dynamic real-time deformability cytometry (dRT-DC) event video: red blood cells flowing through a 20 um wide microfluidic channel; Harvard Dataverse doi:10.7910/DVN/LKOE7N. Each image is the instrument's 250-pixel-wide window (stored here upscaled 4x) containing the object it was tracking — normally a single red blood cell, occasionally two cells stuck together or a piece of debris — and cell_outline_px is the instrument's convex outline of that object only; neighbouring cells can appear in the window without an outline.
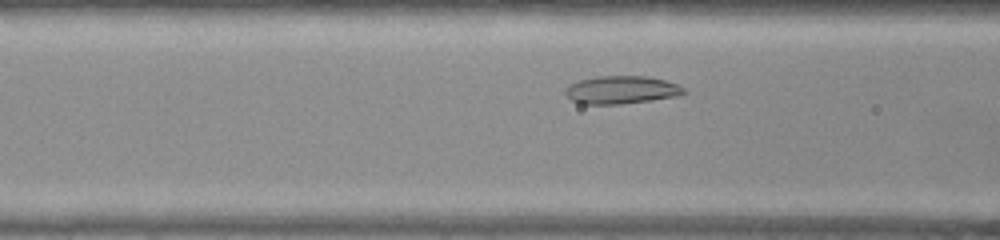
{"species": "common noctule bat (a hibernating species)", "species_latin": "Nyctalus noctula", "temperature_condition": "warm", "stored_images_in_passage": 34, "camera_frame_rate_fps": 3000, "um_per_image_px": 0.085, "animal": {"sex": "female", "body_mass_g": 22.0, "forearm_length_mm": 56.7}, "frame": {"image": 1, "passage_image": 9, "time_ms": 2.667, "image_size_px": [1000, 240], "cell_outline_px": [[688, 92], [680, 96], [652, 100], [620, 104], [580, 104], [572, 100], [564, 92], [564, 88], [568, 84], [580, 80], [596, 76], [644, 76], [664, 80], [676, 84], [684, 88]], "centroid_in_image_um": [52.81, 7.64], "position_along_channel_um": 113.8, "area_um2": 19.42}}
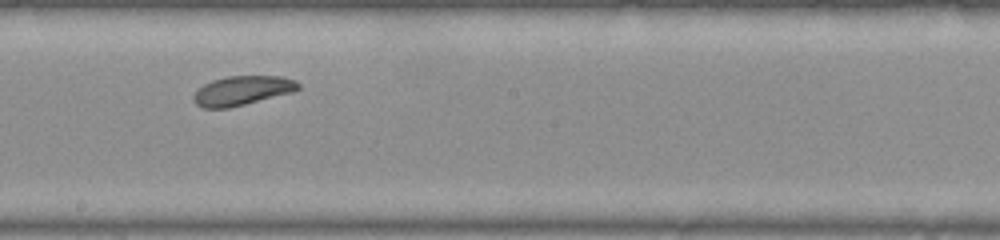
{"frame": {"image": 2, "passage_image": 18, "time_ms": 5.667, "image_size_px": [1000, 240], "cell_outline_px": [[300, 88], [292, 92], [228, 108], [200, 108], [192, 100], [192, 96], [204, 84], [212, 80], [228, 76], [280, 76], [296, 80], [300, 84]], "centroid_in_image_um": [20.57, 7.7], "position_along_channel_um": 227.6, "area_um2": 17.8}}
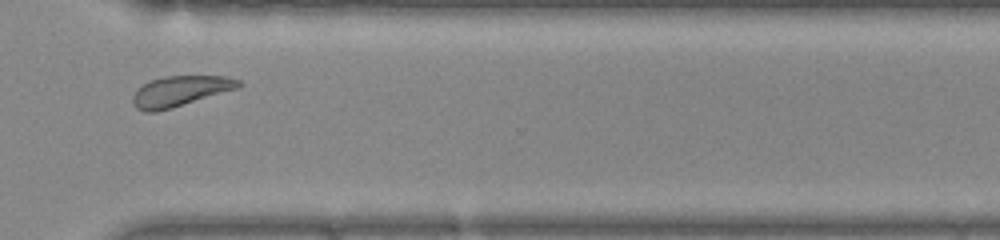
{"frame": {"image": 3, "passage_image": 28, "time_ms": 9.0, "image_size_px": [1000, 240], "cell_outline_px": [[244, 84], [240, 88], [172, 108], [156, 112], [144, 112], [136, 108], [132, 104], [132, 96], [144, 84], [152, 80], [164, 76], [228, 76], [240, 80]], "centroid_in_image_um": [15.37, 7.75], "position_along_channel_um": 355.2, "area_um2": 18.9}, "authors_computed_cell_mechanics": {"area_um2": 18.7561, "velocity_mm_per_s": 3.8066, "shape_relaxation_time_tau1_ms": 2.6117, "shape_relaxation_time_tau2_ms": null, "deformation_change_tau1": 0.051, "deformation_change_tau2": null}}